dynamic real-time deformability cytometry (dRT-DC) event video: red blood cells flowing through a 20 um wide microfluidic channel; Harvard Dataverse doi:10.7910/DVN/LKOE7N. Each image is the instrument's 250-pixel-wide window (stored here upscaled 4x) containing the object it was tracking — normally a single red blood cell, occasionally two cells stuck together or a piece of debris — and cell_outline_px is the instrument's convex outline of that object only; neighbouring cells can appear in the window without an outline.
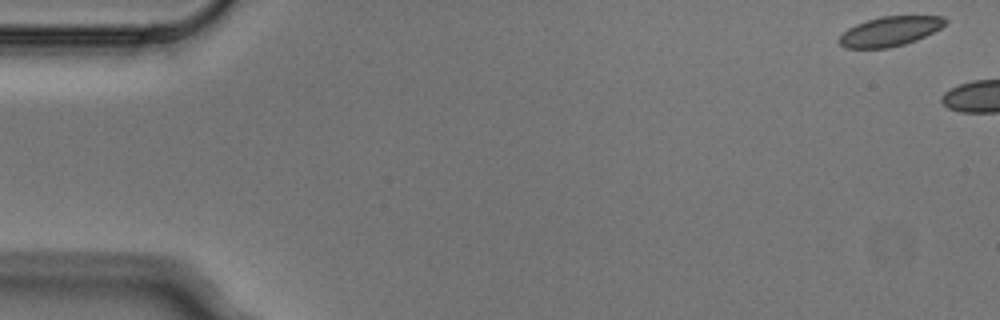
{"species": "Egyptian fruit bat (a non-hibernating species)", "species_latin": "Rousettus aegyptiacus", "temperature_condition": "cold", "stored_images_in_passage": 4, "camera_frame_rate_fps": 3000, "um_per_image_px": 0.085, "animal": {"sex": "male"}, "frame": {"image": 1, "passage_image": 1, "time_ms": 0.0, "image_size_px": [1000, 320], "cell_outline_px": [[948, 20], [940, 28], [916, 40], [904, 44], [888, 48], [844, 48], [836, 40], [848, 28], [856, 24], [880, 16], [944, 16]], "centroid_in_image_um": [75.61, 2.66], "position_along_channel_um": 9.4, "area_um2": 18.21}}